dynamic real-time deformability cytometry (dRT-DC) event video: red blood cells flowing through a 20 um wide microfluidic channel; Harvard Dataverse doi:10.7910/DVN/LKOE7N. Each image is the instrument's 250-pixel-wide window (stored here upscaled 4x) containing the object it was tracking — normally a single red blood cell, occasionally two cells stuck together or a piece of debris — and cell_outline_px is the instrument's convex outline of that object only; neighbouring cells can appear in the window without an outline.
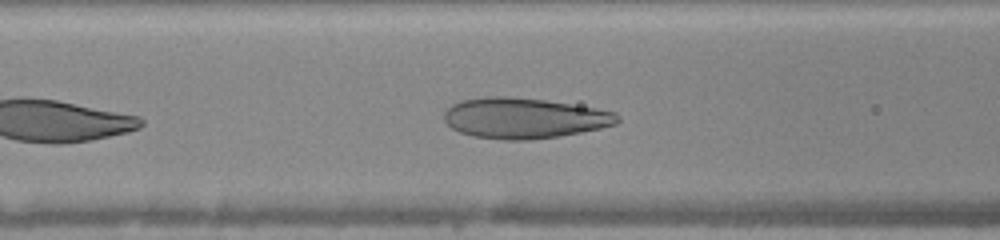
{"species": "human", "species_latin": "Homo sapiens", "temperature_condition": "warm", "stored_images_in_passage": 21, "camera_frame_rate_fps": 3000, "um_per_image_px": 0.085, "donor": {"sex": "female"}, "frame": {"image": 1, "passage_image": 7, "time_ms": 2.0, "image_size_px": [1000, 240], "cell_outline_px": [[620, 120], [616, 124], [600, 128], [560, 136], [528, 140], [504, 140], [472, 136], [460, 132], [452, 128], [444, 120], [444, 112], [452, 104], [460, 100], [484, 96], [508, 96], [544, 100], [596, 108], [616, 112], [620, 116]], "centroid_in_image_um": [44.54, 10.03], "position_along_channel_um": 122.1, "area_um2": 41.1}}
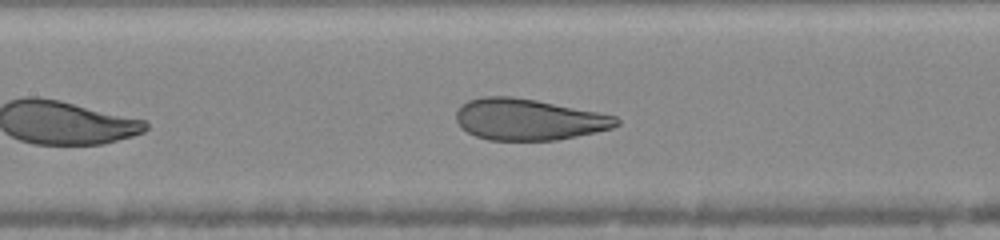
{"frame": {"image": 2, "passage_image": 10, "time_ms": 3.0, "image_size_px": [1000, 240], "cell_outline_px": [[620, 124], [612, 128], [596, 132], [556, 140], [488, 140], [476, 136], [460, 128], [456, 120], [456, 112], [468, 100], [484, 96], [512, 96], [536, 100], [616, 116], [620, 120]], "centroid_in_image_um": [44.91, 10.16], "position_along_channel_um": 162.5, "area_um2": 38.44}}
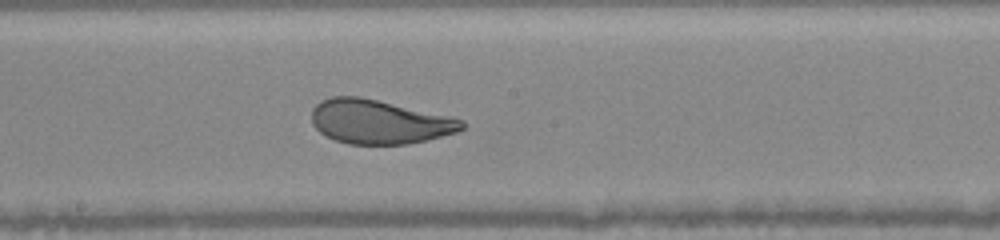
{"frame": {"image": 3, "passage_image": 14, "time_ms": 4.333, "image_size_px": [1000, 240], "cell_outline_px": [[464, 128], [456, 132], [408, 144], [348, 144], [336, 140], [320, 132], [312, 124], [312, 108], [320, 100], [332, 96], [360, 96], [452, 116], [464, 120]], "centroid_in_image_um": [32.22, 10.33], "position_along_channel_um": 216.0, "area_um2": 38.61}}